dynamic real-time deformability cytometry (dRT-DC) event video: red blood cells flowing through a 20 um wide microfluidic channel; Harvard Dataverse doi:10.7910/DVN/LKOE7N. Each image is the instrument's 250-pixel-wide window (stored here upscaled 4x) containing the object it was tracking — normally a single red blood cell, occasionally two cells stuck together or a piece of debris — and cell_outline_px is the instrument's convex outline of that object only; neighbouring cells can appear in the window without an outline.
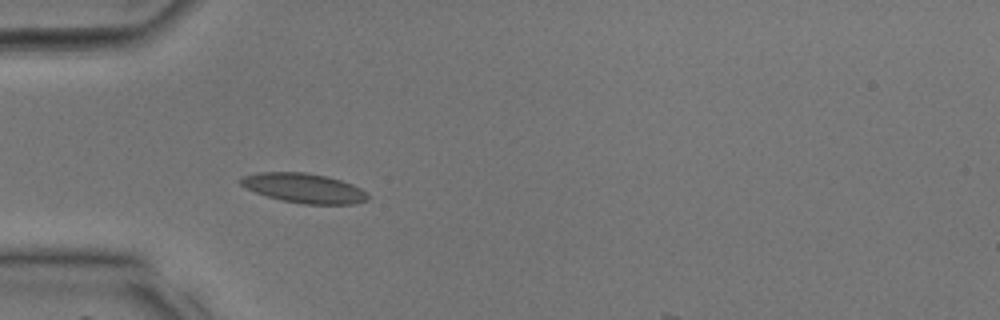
{"species": "common noctule bat (a hibernating species)", "species_latin": "Nyctalus noctula", "temperature_condition": "room temperature", "stored_images_in_passage": 24, "camera_frame_rate_fps": 3000, "um_per_image_px": 0.085, "animal": {"sex": "male", "body_mass_g": 17.9, "forearm_length_mm": 54.2}, "frame": {"image": 1, "passage_image": 4, "time_ms": 1.0, "image_size_px": [1000, 320], "cell_outline_px": [[368, 200], [352, 204], [304, 204], [280, 200], [256, 192], [240, 184], [240, 180], [244, 176], [260, 172], [304, 172], [328, 176], [352, 184], [368, 192]], "centroid_in_image_um": [25.88, 15.99], "position_along_channel_um": 59.1, "area_um2": 21.79}}
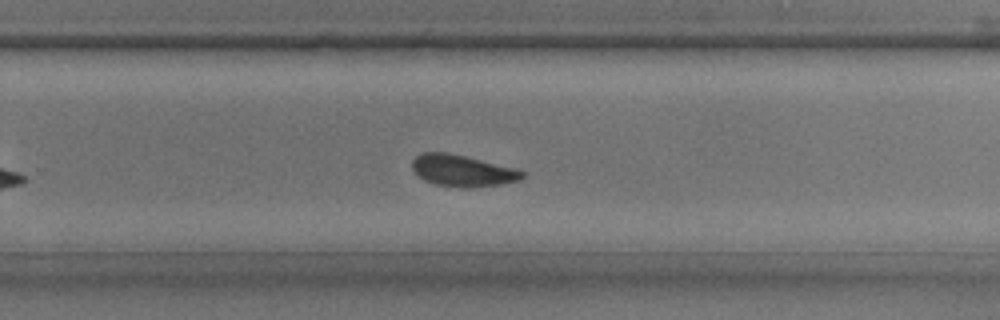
{"frame": {"image": 2, "passage_image": 17, "time_ms": 5.333, "image_size_px": [1000, 320], "cell_outline_px": [[524, 176], [520, 180], [500, 184], [468, 188], [464, 188], [436, 184], [424, 180], [412, 168], [412, 160], [420, 152], [448, 152], [516, 168], [524, 172]], "centroid_in_image_um": [39.3, 14.5], "position_along_channel_um": 290.5, "area_um2": 20.17}}